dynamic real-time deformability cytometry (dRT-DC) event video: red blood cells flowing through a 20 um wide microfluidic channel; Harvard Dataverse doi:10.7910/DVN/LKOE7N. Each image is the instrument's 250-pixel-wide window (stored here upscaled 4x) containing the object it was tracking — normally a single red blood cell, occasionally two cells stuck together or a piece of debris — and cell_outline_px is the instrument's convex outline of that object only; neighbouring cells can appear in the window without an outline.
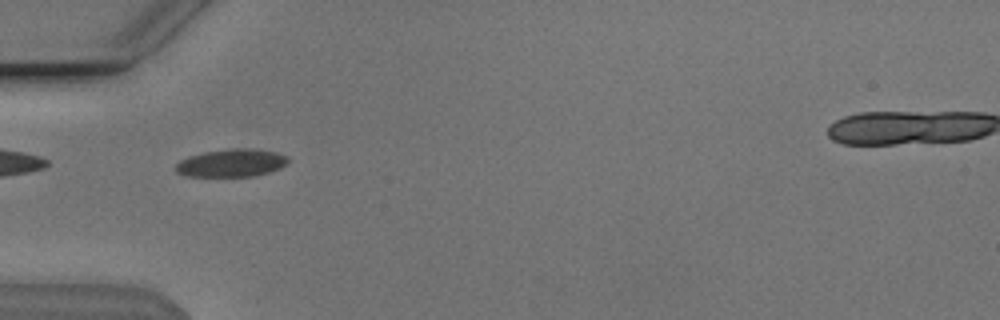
{"species": "Egyptian fruit bat (a non-hibernating species)", "species_latin": "Rousettus aegyptiacus", "temperature_condition": "cold", "stored_images_in_passage": 4, "camera_frame_rate_fps": 3000, "um_per_image_px": 0.085, "animal": {"sex": "male"}, "frame": {"image": 1, "passage_image": 2, "time_ms": 0.333, "image_size_px": [1000, 320], "cell_outline_px": [[292, 160], [288, 164], [280, 168], [268, 172], [252, 176], [188, 176], [176, 172], [176, 164], [180, 160], [188, 156], [204, 152], [232, 148], [252, 148], [276, 152], [288, 156]], "centroid_in_image_um": [19.72, 13.84], "position_along_channel_um": 65.3, "area_um2": 18.32}}